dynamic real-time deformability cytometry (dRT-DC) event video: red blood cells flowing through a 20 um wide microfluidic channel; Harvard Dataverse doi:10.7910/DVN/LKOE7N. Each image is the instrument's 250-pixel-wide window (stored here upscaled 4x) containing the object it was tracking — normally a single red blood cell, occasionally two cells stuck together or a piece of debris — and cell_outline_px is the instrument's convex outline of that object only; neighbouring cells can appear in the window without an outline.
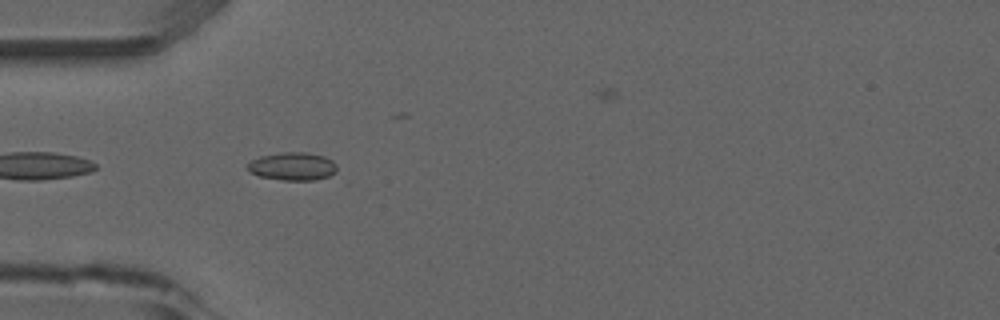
{"species": "common noctule bat (a hibernating species)", "species_latin": "Nyctalus noctula", "temperature_condition": "room temperature", "stored_images_in_passage": 29, "camera_frame_rate_fps": 3000, "um_per_image_px": 0.085, "animal": {"sex": "male", "forearm_length_mm": 52.5}, "frame": {"image": 1, "passage_image": 1, "time_ms": 0.0, "image_size_px": [1000, 320], "cell_outline_px": [[336, 172], [328, 176], [316, 180], [284, 180], [260, 176], [252, 172], [248, 168], [248, 164], [252, 160], [260, 156], [280, 152], [304, 152], [324, 156], [332, 160], [336, 164]], "centroid_in_image_um": [24.9, 14.13], "position_along_channel_um": 60.1, "area_um2": 14.45}, "authors_computed_cell_mechanics": {"area_um2": 12.7738, "velocity_mm_per_s": 3.9454, "shape_relaxation_time_tau1_ms": null, "shape_relaxation_time_tau2_ms": 2.8843, "deformation_change_tau1": null, "deformation_change_tau2": 0.0465}}